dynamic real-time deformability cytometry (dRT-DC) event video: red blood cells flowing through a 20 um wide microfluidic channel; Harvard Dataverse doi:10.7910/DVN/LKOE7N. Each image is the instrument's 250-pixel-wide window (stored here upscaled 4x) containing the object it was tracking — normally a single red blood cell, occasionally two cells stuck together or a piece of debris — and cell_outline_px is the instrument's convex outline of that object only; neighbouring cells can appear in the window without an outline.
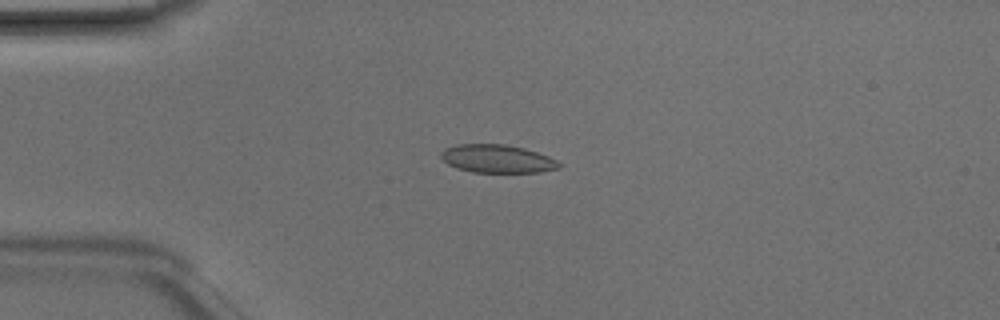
{"species": "Egyptian fruit bat (a non-hibernating species)", "species_latin": "Rousettus aegyptiacus", "temperature_condition": "room temperature", "stored_images_in_passage": 38, "camera_frame_rate_fps": 3000, "um_per_image_px": 0.085, "animal": {"sex": "male"}, "frame": {"image": 1, "passage_image": 2, "time_ms": 0.333, "image_size_px": [1000, 320], "cell_outline_px": [[560, 168], [540, 172], [472, 172], [456, 168], [448, 164], [440, 156], [440, 152], [444, 148], [456, 144], [504, 144], [524, 148], [548, 156], [556, 160], [560, 164]], "centroid_in_image_um": [42.23, 13.49], "position_along_channel_um": 42.8, "area_um2": 19.36}}
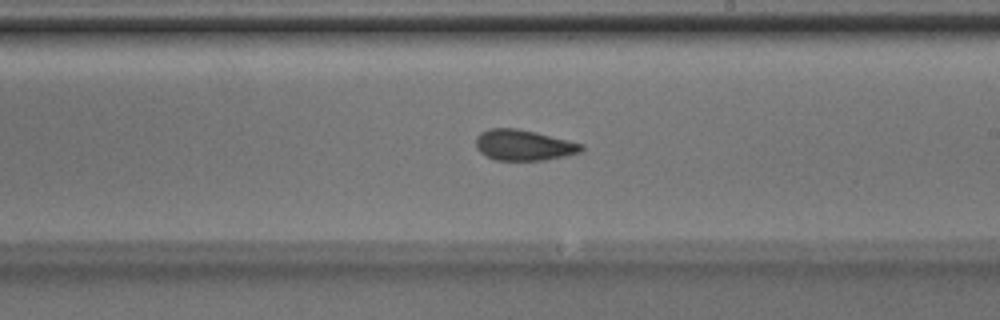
{"frame": {"image": 2, "passage_image": 18, "time_ms": 5.667, "image_size_px": [1000, 320], "cell_outline_px": [[584, 148], [580, 152], [564, 156], [544, 160], [496, 160], [480, 152], [476, 148], [476, 136], [480, 132], [488, 128], [516, 128], [536, 132], [584, 144]], "centroid_in_image_um": [44.5, 12.32], "position_along_channel_um": 244.5, "area_um2": 18.9}}
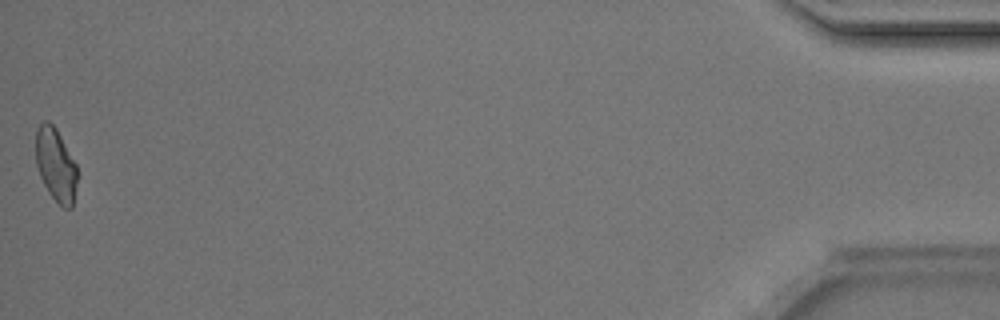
{"frame": {"image": 3, "passage_image": 38, "time_ms": 12.333, "image_size_px": [1000, 320], "cell_outline_px": [[76, 180], [72, 208], [64, 208], [48, 192], [40, 176], [36, 164], [36, 128], [44, 120], [48, 120], [56, 128], [76, 164]], "centroid_in_image_um": [4.71, 13.97], "position_along_channel_um": 430.5, "area_um2": 17.4}, "authors_computed_cell_mechanics": {"area_um2": 18.8139, "velocity_mm_per_s": 4.2213, "shape_relaxation_time_tau1_ms": 5.0215, "shape_relaxation_time_tau2_ms": 2.3975, "deformation_change_tau1": 0.1259, "deformation_change_tau2": 0.0678}}